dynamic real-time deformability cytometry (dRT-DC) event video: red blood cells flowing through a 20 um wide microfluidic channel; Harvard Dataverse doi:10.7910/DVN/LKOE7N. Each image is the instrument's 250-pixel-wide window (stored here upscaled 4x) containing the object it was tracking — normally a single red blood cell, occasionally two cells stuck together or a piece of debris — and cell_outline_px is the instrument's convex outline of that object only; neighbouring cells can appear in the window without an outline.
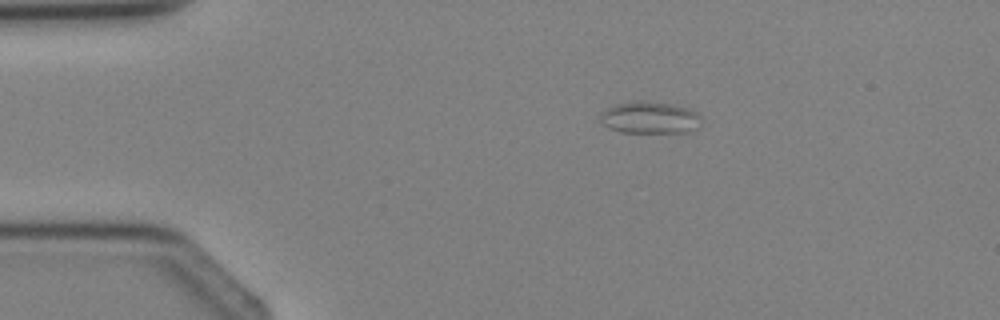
{"species": "Egyptian fruit bat (a non-hibernating species)", "species_latin": "Rousettus aegyptiacus", "temperature_condition": "cold", "stored_images_in_passage": 3, "camera_frame_rate_fps": 3000, "um_per_image_px": 0.085, "animal": {"sex": "female"}, "frame": {"image": 1, "passage_image": 3, "time_ms": 2.333, "image_size_px": [1000, 320], "cell_outline_px": [[700, 116], [696, 128], [688, 132], [620, 132], [608, 128], [600, 120], [600, 112], [604, 108], [616, 104], [636, 100], [644, 100], [672, 104], [688, 108], [696, 112]], "centroid_in_image_um": [55.17, 9.98], "position_along_channel_um": 29.8, "area_um2": 18.9}}